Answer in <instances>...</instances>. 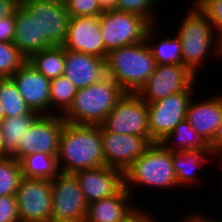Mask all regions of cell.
Returning a JSON list of instances; mask_svg holds the SVG:
<instances>
[{
    "instance_id": "cell-1",
    "label": "cell",
    "mask_w": 222,
    "mask_h": 222,
    "mask_svg": "<svg viewBox=\"0 0 222 222\" xmlns=\"http://www.w3.org/2000/svg\"><path fill=\"white\" fill-rule=\"evenodd\" d=\"M57 163L60 172L68 174L104 166L101 125L66 122L60 135Z\"/></svg>"
},
{
    "instance_id": "cell-2",
    "label": "cell",
    "mask_w": 222,
    "mask_h": 222,
    "mask_svg": "<svg viewBox=\"0 0 222 222\" xmlns=\"http://www.w3.org/2000/svg\"><path fill=\"white\" fill-rule=\"evenodd\" d=\"M185 14L175 33L181 41L184 66L198 76L200 66L211 52L220 57V38L195 4Z\"/></svg>"
},
{
    "instance_id": "cell-3",
    "label": "cell",
    "mask_w": 222,
    "mask_h": 222,
    "mask_svg": "<svg viewBox=\"0 0 222 222\" xmlns=\"http://www.w3.org/2000/svg\"><path fill=\"white\" fill-rule=\"evenodd\" d=\"M105 66L106 75L125 93H137L155 71L156 62L144 40L109 51Z\"/></svg>"
},
{
    "instance_id": "cell-4",
    "label": "cell",
    "mask_w": 222,
    "mask_h": 222,
    "mask_svg": "<svg viewBox=\"0 0 222 222\" xmlns=\"http://www.w3.org/2000/svg\"><path fill=\"white\" fill-rule=\"evenodd\" d=\"M121 87L109 76L77 91L73 103L62 116L67 123L101 125L124 95Z\"/></svg>"
},
{
    "instance_id": "cell-5",
    "label": "cell",
    "mask_w": 222,
    "mask_h": 222,
    "mask_svg": "<svg viewBox=\"0 0 222 222\" xmlns=\"http://www.w3.org/2000/svg\"><path fill=\"white\" fill-rule=\"evenodd\" d=\"M124 180L125 189L132 197L136 186L151 187L154 190L179 188L172 163V152L161 143H153L139 156L124 172Z\"/></svg>"
},
{
    "instance_id": "cell-6",
    "label": "cell",
    "mask_w": 222,
    "mask_h": 222,
    "mask_svg": "<svg viewBox=\"0 0 222 222\" xmlns=\"http://www.w3.org/2000/svg\"><path fill=\"white\" fill-rule=\"evenodd\" d=\"M20 4L37 21L39 51L63 46L70 19L64 0H21Z\"/></svg>"
},
{
    "instance_id": "cell-7",
    "label": "cell",
    "mask_w": 222,
    "mask_h": 222,
    "mask_svg": "<svg viewBox=\"0 0 222 222\" xmlns=\"http://www.w3.org/2000/svg\"><path fill=\"white\" fill-rule=\"evenodd\" d=\"M151 25L146 18L130 12L108 10L100 15V31L108 52L143 42Z\"/></svg>"
},
{
    "instance_id": "cell-8",
    "label": "cell",
    "mask_w": 222,
    "mask_h": 222,
    "mask_svg": "<svg viewBox=\"0 0 222 222\" xmlns=\"http://www.w3.org/2000/svg\"><path fill=\"white\" fill-rule=\"evenodd\" d=\"M101 128L108 132L146 137L154 143L148 129L147 103L137 93H124Z\"/></svg>"
},
{
    "instance_id": "cell-9",
    "label": "cell",
    "mask_w": 222,
    "mask_h": 222,
    "mask_svg": "<svg viewBox=\"0 0 222 222\" xmlns=\"http://www.w3.org/2000/svg\"><path fill=\"white\" fill-rule=\"evenodd\" d=\"M52 185V222H85L88 204L74 174L60 172Z\"/></svg>"
},
{
    "instance_id": "cell-10",
    "label": "cell",
    "mask_w": 222,
    "mask_h": 222,
    "mask_svg": "<svg viewBox=\"0 0 222 222\" xmlns=\"http://www.w3.org/2000/svg\"><path fill=\"white\" fill-rule=\"evenodd\" d=\"M194 89L170 95L153 103H147L148 129L154 143H160L174 130L179 122L186 119L187 107L193 96Z\"/></svg>"
},
{
    "instance_id": "cell-11",
    "label": "cell",
    "mask_w": 222,
    "mask_h": 222,
    "mask_svg": "<svg viewBox=\"0 0 222 222\" xmlns=\"http://www.w3.org/2000/svg\"><path fill=\"white\" fill-rule=\"evenodd\" d=\"M65 123L60 115H39L24 132V136L19 140V148L12 157L20 161L34 152L57 155Z\"/></svg>"
},
{
    "instance_id": "cell-12",
    "label": "cell",
    "mask_w": 222,
    "mask_h": 222,
    "mask_svg": "<svg viewBox=\"0 0 222 222\" xmlns=\"http://www.w3.org/2000/svg\"><path fill=\"white\" fill-rule=\"evenodd\" d=\"M16 198L20 222H52L51 180L22 177Z\"/></svg>"
},
{
    "instance_id": "cell-13",
    "label": "cell",
    "mask_w": 222,
    "mask_h": 222,
    "mask_svg": "<svg viewBox=\"0 0 222 222\" xmlns=\"http://www.w3.org/2000/svg\"><path fill=\"white\" fill-rule=\"evenodd\" d=\"M196 78V75L185 66L156 65L155 71L137 94L146 103H153L186 89H194Z\"/></svg>"
},
{
    "instance_id": "cell-14",
    "label": "cell",
    "mask_w": 222,
    "mask_h": 222,
    "mask_svg": "<svg viewBox=\"0 0 222 222\" xmlns=\"http://www.w3.org/2000/svg\"><path fill=\"white\" fill-rule=\"evenodd\" d=\"M105 165L125 172L152 143L146 138L130 134H118L101 128Z\"/></svg>"
},
{
    "instance_id": "cell-15",
    "label": "cell",
    "mask_w": 222,
    "mask_h": 222,
    "mask_svg": "<svg viewBox=\"0 0 222 222\" xmlns=\"http://www.w3.org/2000/svg\"><path fill=\"white\" fill-rule=\"evenodd\" d=\"M63 47L106 60L108 51L100 31V15L70 17Z\"/></svg>"
},
{
    "instance_id": "cell-16",
    "label": "cell",
    "mask_w": 222,
    "mask_h": 222,
    "mask_svg": "<svg viewBox=\"0 0 222 222\" xmlns=\"http://www.w3.org/2000/svg\"><path fill=\"white\" fill-rule=\"evenodd\" d=\"M89 205L118 194L125 187L124 172L104 165L74 173Z\"/></svg>"
},
{
    "instance_id": "cell-17",
    "label": "cell",
    "mask_w": 222,
    "mask_h": 222,
    "mask_svg": "<svg viewBox=\"0 0 222 222\" xmlns=\"http://www.w3.org/2000/svg\"><path fill=\"white\" fill-rule=\"evenodd\" d=\"M11 78L30 110L50 115V79L26 61Z\"/></svg>"
},
{
    "instance_id": "cell-18",
    "label": "cell",
    "mask_w": 222,
    "mask_h": 222,
    "mask_svg": "<svg viewBox=\"0 0 222 222\" xmlns=\"http://www.w3.org/2000/svg\"><path fill=\"white\" fill-rule=\"evenodd\" d=\"M201 99L199 102L190 100L186 120L209 145L222 121V94L219 93L208 99L206 97L205 100L201 97Z\"/></svg>"
},
{
    "instance_id": "cell-19",
    "label": "cell",
    "mask_w": 222,
    "mask_h": 222,
    "mask_svg": "<svg viewBox=\"0 0 222 222\" xmlns=\"http://www.w3.org/2000/svg\"><path fill=\"white\" fill-rule=\"evenodd\" d=\"M77 90L86 88L106 76L105 60L65 49L64 74Z\"/></svg>"
},
{
    "instance_id": "cell-20",
    "label": "cell",
    "mask_w": 222,
    "mask_h": 222,
    "mask_svg": "<svg viewBox=\"0 0 222 222\" xmlns=\"http://www.w3.org/2000/svg\"><path fill=\"white\" fill-rule=\"evenodd\" d=\"M132 200L124 187L118 194L90 203L85 222H125L141 208L131 203Z\"/></svg>"
},
{
    "instance_id": "cell-21",
    "label": "cell",
    "mask_w": 222,
    "mask_h": 222,
    "mask_svg": "<svg viewBox=\"0 0 222 222\" xmlns=\"http://www.w3.org/2000/svg\"><path fill=\"white\" fill-rule=\"evenodd\" d=\"M156 26L158 27L157 24H152L149 27L145 39L151 49L156 65L175 64L184 66L180 38L174 32V36L173 34H167L168 36L165 34L160 40L158 33L160 30L157 31L158 28Z\"/></svg>"
},
{
    "instance_id": "cell-22",
    "label": "cell",
    "mask_w": 222,
    "mask_h": 222,
    "mask_svg": "<svg viewBox=\"0 0 222 222\" xmlns=\"http://www.w3.org/2000/svg\"><path fill=\"white\" fill-rule=\"evenodd\" d=\"M211 155L213 156L210 150L172 152V163L178 186L182 188L189 185L190 187V185L200 183L201 178L196 173V169L211 161L212 158H209Z\"/></svg>"
},
{
    "instance_id": "cell-23",
    "label": "cell",
    "mask_w": 222,
    "mask_h": 222,
    "mask_svg": "<svg viewBox=\"0 0 222 222\" xmlns=\"http://www.w3.org/2000/svg\"><path fill=\"white\" fill-rule=\"evenodd\" d=\"M15 35L13 44L28 59L39 52V34L37 21L20 4L14 13Z\"/></svg>"
},
{
    "instance_id": "cell-24",
    "label": "cell",
    "mask_w": 222,
    "mask_h": 222,
    "mask_svg": "<svg viewBox=\"0 0 222 222\" xmlns=\"http://www.w3.org/2000/svg\"><path fill=\"white\" fill-rule=\"evenodd\" d=\"M167 150L196 151L210 150L209 145L184 119L160 142ZM175 145V146H174Z\"/></svg>"
},
{
    "instance_id": "cell-25",
    "label": "cell",
    "mask_w": 222,
    "mask_h": 222,
    "mask_svg": "<svg viewBox=\"0 0 222 222\" xmlns=\"http://www.w3.org/2000/svg\"><path fill=\"white\" fill-rule=\"evenodd\" d=\"M22 177L53 180L59 173L57 155L34 152L20 160Z\"/></svg>"
},
{
    "instance_id": "cell-26",
    "label": "cell",
    "mask_w": 222,
    "mask_h": 222,
    "mask_svg": "<svg viewBox=\"0 0 222 222\" xmlns=\"http://www.w3.org/2000/svg\"><path fill=\"white\" fill-rule=\"evenodd\" d=\"M27 61L46 78H57L64 74L65 48L63 46H51L33 53Z\"/></svg>"
},
{
    "instance_id": "cell-27",
    "label": "cell",
    "mask_w": 222,
    "mask_h": 222,
    "mask_svg": "<svg viewBox=\"0 0 222 222\" xmlns=\"http://www.w3.org/2000/svg\"><path fill=\"white\" fill-rule=\"evenodd\" d=\"M39 114L33 111L31 114H23L16 117L4 118L1 129L4 139V156H12L19 148V140L30 127Z\"/></svg>"
},
{
    "instance_id": "cell-28",
    "label": "cell",
    "mask_w": 222,
    "mask_h": 222,
    "mask_svg": "<svg viewBox=\"0 0 222 222\" xmlns=\"http://www.w3.org/2000/svg\"><path fill=\"white\" fill-rule=\"evenodd\" d=\"M77 91L75 85L63 75L50 79V114L63 116L72 105Z\"/></svg>"
},
{
    "instance_id": "cell-29",
    "label": "cell",
    "mask_w": 222,
    "mask_h": 222,
    "mask_svg": "<svg viewBox=\"0 0 222 222\" xmlns=\"http://www.w3.org/2000/svg\"><path fill=\"white\" fill-rule=\"evenodd\" d=\"M0 102L4 109L5 118L33 112L26 105L16 83L11 77L0 78Z\"/></svg>"
},
{
    "instance_id": "cell-30",
    "label": "cell",
    "mask_w": 222,
    "mask_h": 222,
    "mask_svg": "<svg viewBox=\"0 0 222 222\" xmlns=\"http://www.w3.org/2000/svg\"><path fill=\"white\" fill-rule=\"evenodd\" d=\"M21 178L20 161L12 156L0 157V196L16 195Z\"/></svg>"
},
{
    "instance_id": "cell-31",
    "label": "cell",
    "mask_w": 222,
    "mask_h": 222,
    "mask_svg": "<svg viewBox=\"0 0 222 222\" xmlns=\"http://www.w3.org/2000/svg\"><path fill=\"white\" fill-rule=\"evenodd\" d=\"M26 61L13 42H0V78L11 77Z\"/></svg>"
},
{
    "instance_id": "cell-32",
    "label": "cell",
    "mask_w": 222,
    "mask_h": 222,
    "mask_svg": "<svg viewBox=\"0 0 222 222\" xmlns=\"http://www.w3.org/2000/svg\"><path fill=\"white\" fill-rule=\"evenodd\" d=\"M160 0H117L115 10L121 12H130L146 18L151 24H156L153 7ZM152 9V10H151Z\"/></svg>"
},
{
    "instance_id": "cell-33",
    "label": "cell",
    "mask_w": 222,
    "mask_h": 222,
    "mask_svg": "<svg viewBox=\"0 0 222 222\" xmlns=\"http://www.w3.org/2000/svg\"><path fill=\"white\" fill-rule=\"evenodd\" d=\"M195 6L214 27L219 38L222 37V0H195Z\"/></svg>"
},
{
    "instance_id": "cell-34",
    "label": "cell",
    "mask_w": 222,
    "mask_h": 222,
    "mask_svg": "<svg viewBox=\"0 0 222 222\" xmlns=\"http://www.w3.org/2000/svg\"><path fill=\"white\" fill-rule=\"evenodd\" d=\"M70 17L98 16L103 13L97 0H64Z\"/></svg>"
},
{
    "instance_id": "cell-35",
    "label": "cell",
    "mask_w": 222,
    "mask_h": 222,
    "mask_svg": "<svg viewBox=\"0 0 222 222\" xmlns=\"http://www.w3.org/2000/svg\"><path fill=\"white\" fill-rule=\"evenodd\" d=\"M0 222H20L16 195L0 196Z\"/></svg>"
},
{
    "instance_id": "cell-36",
    "label": "cell",
    "mask_w": 222,
    "mask_h": 222,
    "mask_svg": "<svg viewBox=\"0 0 222 222\" xmlns=\"http://www.w3.org/2000/svg\"><path fill=\"white\" fill-rule=\"evenodd\" d=\"M14 35V15L0 18V42H13Z\"/></svg>"
},
{
    "instance_id": "cell-37",
    "label": "cell",
    "mask_w": 222,
    "mask_h": 222,
    "mask_svg": "<svg viewBox=\"0 0 222 222\" xmlns=\"http://www.w3.org/2000/svg\"><path fill=\"white\" fill-rule=\"evenodd\" d=\"M149 210L139 208L131 217L125 222H158L156 216L152 213H148Z\"/></svg>"
},
{
    "instance_id": "cell-38",
    "label": "cell",
    "mask_w": 222,
    "mask_h": 222,
    "mask_svg": "<svg viewBox=\"0 0 222 222\" xmlns=\"http://www.w3.org/2000/svg\"><path fill=\"white\" fill-rule=\"evenodd\" d=\"M21 0H0V18L14 15Z\"/></svg>"
},
{
    "instance_id": "cell-39",
    "label": "cell",
    "mask_w": 222,
    "mask_h": 222,
    "mask_svg": "<svg viewBox=\"0 0 222 222\" xmlns=\"http://www.w3.org/2000/svg\"><path fill=\"white\" fill-rule=\"evenodd\" d=\"M209 148H210V151L213 154L212 158L215 159L214 155L218 156L220 154L219 159L221 158L220 161H222V121H221V124L218 128V131H217L213 141L209 144Z\"/></svg>"
},
{
    "instance_id": "cell-40",
    "label": "cell",
    "mask_w": 222,
    "mask_h": 222,
    "mask_svg": "<svg viewBox=\"0 0 222 222\" xmlns=\"http://www.w3.org/2000/svg\"><path fill=\"white\" fill-rule=\"evenodd\" d=\"M194 211L190 215H186L183 217V222H216L212 217H208L205 214H202V212L194 213Z\"/></svg>"
},
{
    "instance_id": "cell-41",
    "label": "cell",
    "mask_w": 222,
    "mask_h": 222,
    "mask_svg": "<svg viewBox=\"0 0 222 222\" xmlns=\"http://www.w3.org/2000/svg\"><path fill=\"white\" fill-rule=\"evenodd\" d=\"M102 11L115 10L117 0H97Z\"/></svg>"
},
{
    "instance_id": "cell-42",
    "label": "cell",
    "mask_w": 222,
    "mask_h": 222,
    "mask_svg": "<svg viewBox=\"0 0 222 222\" xmlns=\"http://www.w3.org/2000/svg\"><path fill=\"white\" fill-rule=\"evenodd\" d=\"M4 156V139L2 134V129L0 126V157Z\"/></svg>"
},
{
    "instance_id": "cell-43",
    "label": "cell",
    "mask_w": 222,
    "mask_h": 222,
    "mask_svg": "<svg viewBox=\"0 0 222 222\" xmlns=\"http://www.w3.org/2000/svg\"><path fill=\"white\" fill-rule=\"evenodd\" d=\"M4 118H5L4 117V109H3L2 103L0 102V123Z\"/></svg>"
},
{
    "instance_id": "cell-44",
    "label": "cell",
    "mask_w": 222,
    "mask_h": 222,
    "mask_svg": "<svg viewBox=\"0 0 222 222\" xmlns=\"http://www.w3.org/2000/svg\"><path fill=\"white\" fill-rule=\"evenodd\" d=\"M220 56L222 58V37L220 38Z\"/></svg>"
},
{
    "instance_id": "cell-45",
    "label": "cell",
    "mask_w": 222,
    "mask_h": 222,
    "mask_svg": "<svg viewBox=\"0 0 222 222\" xmlns=\"http://www.w3.org/2000/svg\"><path fill=\"white\" fill-rule=\"evenodd\" d=\"M216 222H222V219L220 220L219 218L218 219H215V217L213 218Z\"/></svg>"
}]
</instances>
